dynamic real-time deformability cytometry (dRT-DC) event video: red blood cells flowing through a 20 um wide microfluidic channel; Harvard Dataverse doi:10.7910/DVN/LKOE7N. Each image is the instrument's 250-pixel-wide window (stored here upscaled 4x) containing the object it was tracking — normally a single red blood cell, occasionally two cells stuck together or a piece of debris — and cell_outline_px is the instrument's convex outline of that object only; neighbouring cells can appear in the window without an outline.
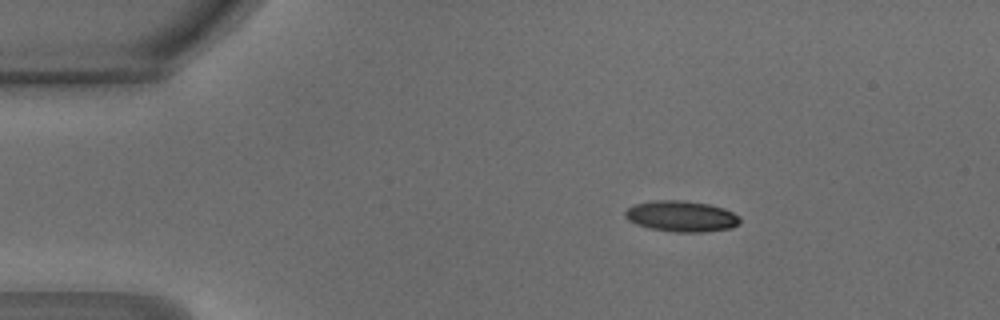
{"species": "common noctule bat (a hibernating species)", "species_latin": "Nyctalus noctula", "temperature_condition": "warm", "stored_images_in_passage": 42, "camera_frame_rate_fps": 3000, "um_per_image_px": 0.085, "animal": {"sex": "male", "body_mass_g": 18.8}, "frame": {"image": 1, "passage_image": 3, "time_ms": 0.667, "image_size_px": [1000, 320], "cell_outline_px": [[740, 224], [732, 228], [704, 232], [672, 232], [648, 228], [636, 224], [628, 220], [624, 216], [624, 212], [628, 208], [636, 204], [656, 200], [684, 200], [708, 204], [724, 208], [740, 216]], "centroid_in_image_um": [57.93, 18.39], "position_along_channel_um": 27.1, "area_um2": 20.87}}
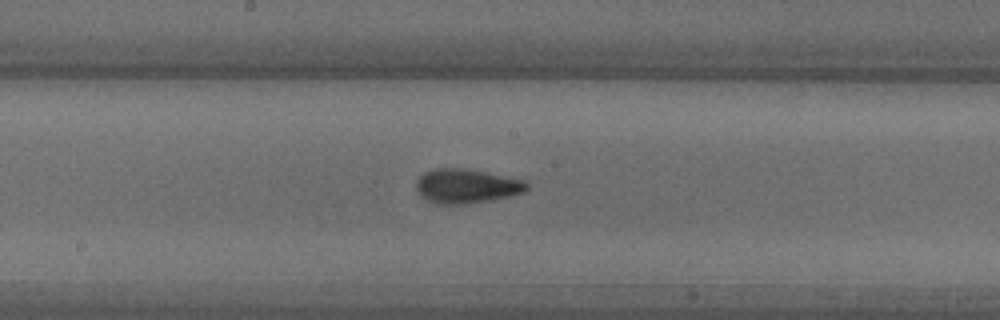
{"frame": {"image": 2, "passage_image": 20, "time_ms": 6.333, "image_size_px": [1000, 320], "cell_outline_px": [[528, 188], [524, 192], [508, 196], [488, 200], [464, 204], [440, 204], [428, 200], [420, 196], [416, 192], [416, 180], [424, 172], [436, 168], [460, 168], [484, 172], [524, 180], [528, 184]], "centroid_in_image_um": [39.6, 15.81], "position_along_channel_um": 208.6, "area_um2": 21.85}}
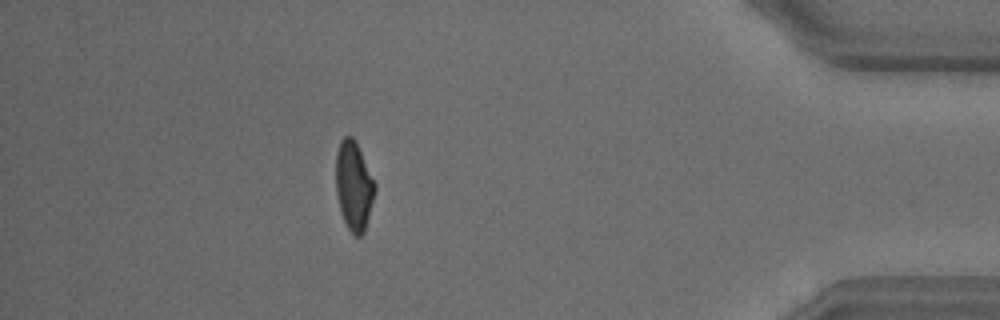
{"frame": {"image": 3, "passage_image": 37, "time_ms": 12.0, "image_size_px": [1000, 320], "cell_outline_px": [[376, 188], [364, 232], [360, 236], [356, 236], [348, 228], [344, 220], [340, 208], [336, 192], [336, 152], [340, 140], [344, 136], [352, 136], [376, 184]], "centroid_in_image_um": [30.06, 15.79], "position_along_channel_um": 405.1, "area_um2": 19.83}, "authors_computed_cell_mechanics": {"area_um2": 20.7213, "velocity_mm_per_s": 4.2789, "shape_relaxation_time_tau1_ms": 3.3393, "shape_relaxation_time_tau2_ms": 1.2712, "deformation_change_tau1": 0.1389, "deformation_change_tau2": 0.0786}}